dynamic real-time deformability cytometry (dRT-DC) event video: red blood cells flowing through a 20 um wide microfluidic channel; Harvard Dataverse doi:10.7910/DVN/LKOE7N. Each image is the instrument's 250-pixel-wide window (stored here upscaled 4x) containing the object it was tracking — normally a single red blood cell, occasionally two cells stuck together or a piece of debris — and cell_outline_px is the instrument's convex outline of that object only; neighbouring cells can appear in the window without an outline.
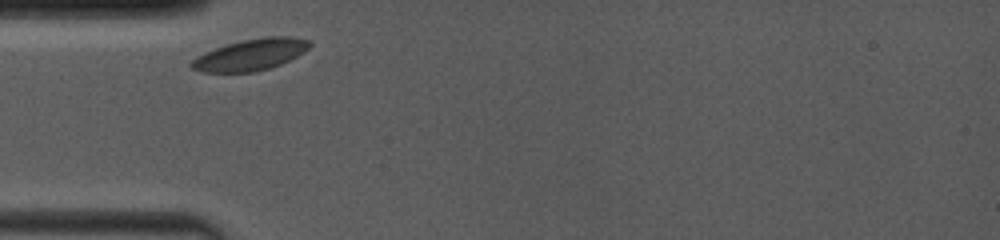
{"species": "common noctule bat (a hibernating species)", "species_latin": "Nyctalus noctula", "temperature_condition": "room temperature", "stored_images_in_passage": 5, "camera_frame_rate_fps": 4000, "um_per_image_px": 0.085, "animal": {"sex": "female", "body_mass_g": 19.0, "forearm_length_mm": 53.3}, "frame": {"image": 1, "passage_image": 1, "time_ms": 0.0, "image_size_px": [1000, 240], "cell_outline_px": [[312, 44], [304, 52], [280, 64], [268, 68], [252, 72], [200, 72], [192, 68], [188, 64], [196, 56], [204, 52], [228, 44], [244, 40], [264, 36], [292, 36], [312, 40]], "centroid_in_image_um": [21.31, 4.64], "position_along_channel_um": 63.7, "area_um2": 21.62}}
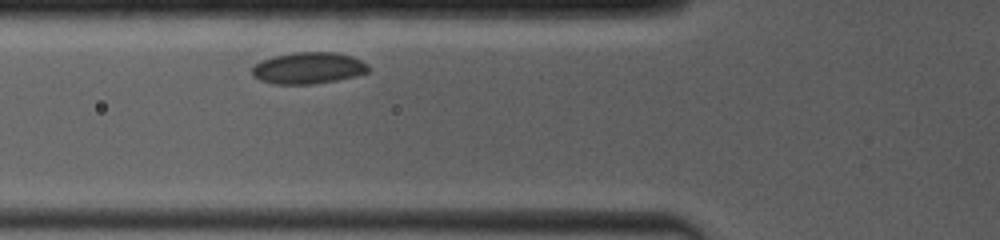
{"frame": {"image": 2, "passage_image": 3, "time_ms": 1.0, "image_size_px": [1000, 240], "cell_outline_px": [[372, 72], [336, 80], [312, 84], [276, 84], [260, 80], [252, 76], [252, 68], [260, 60], [292, 52], [336, 52], [352, 56], [368, 64], [372, 68]], "centroid_in_image_um": [26.25, 5.78], "position_along_channel_um": 99.6, "area_um2": 21.56}}
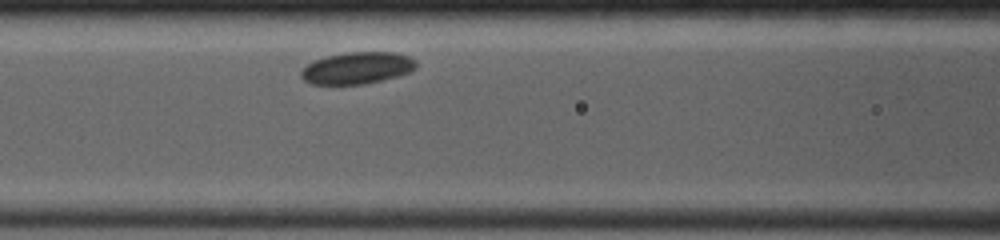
{"frame": {"image": 3, "passage_image": 5, "time_ms": 2.0, "image_size_px": [1000, 240], "cell_outline_px": [[416, 68], [408, 72], [396, 76], [364, 84], [312, 84], [304, 80], [300, 76], [300, 72], [308, 64], [316, 60], [328, 56], [344, 52], [396, 52], [408, 56], [416, 60]], "centroid_in_image_um": [30.36, 5.77], "position_along_channel_um": 136.2, "area_um2": 21.15}}